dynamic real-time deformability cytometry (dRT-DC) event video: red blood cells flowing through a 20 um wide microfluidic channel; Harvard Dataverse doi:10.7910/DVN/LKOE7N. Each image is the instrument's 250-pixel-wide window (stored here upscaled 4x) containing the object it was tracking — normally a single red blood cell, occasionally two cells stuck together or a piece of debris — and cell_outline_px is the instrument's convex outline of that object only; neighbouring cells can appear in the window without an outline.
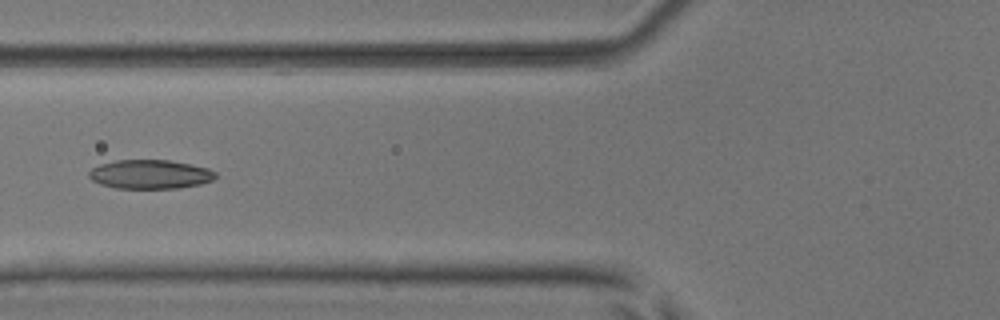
{"species": "common noctule bat (a hibernating species)", "species_latin": "Nyctalus noctula", "temperature_condition": "room temperature", "stored_images_in_passage": 6, "camera_frame_rate_fps": 3000, "um_per_image_px": 0.085, "animal": {"sex": "male", "body_mass_g": 17.9, "forearm_length_mm": 54.2}, "frame": {"image": 1, "passage_image": 6, "time_ms": 1.667, "image_size_px": [1000, 320], "cell_outline_px": [[216, 176], [212, 180], [200, 184], [180, 188], [116, 188], [100, 184], [92, 180], [88, 176], [88, 172], [92, 168], [100, 164], [116, 160], [168, 160], [208, 168], [216, 172]], "centroid_in_image_um": [12.74, 14.82], "position_along_channel_um": 113.1, "area_um2": 21.33}}